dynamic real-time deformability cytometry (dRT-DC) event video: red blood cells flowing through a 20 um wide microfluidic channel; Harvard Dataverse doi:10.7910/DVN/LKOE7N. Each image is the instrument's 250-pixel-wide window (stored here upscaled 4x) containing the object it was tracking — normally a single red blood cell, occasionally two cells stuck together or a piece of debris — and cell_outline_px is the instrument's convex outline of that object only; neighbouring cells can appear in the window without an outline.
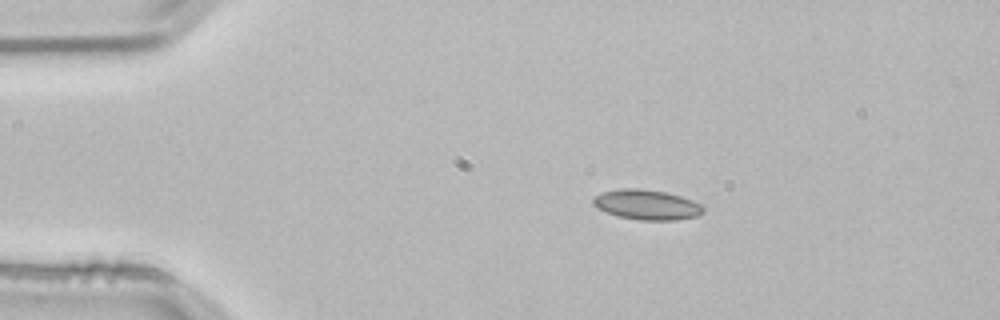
{"species": "common noctule bat (a hibernating species)", "species_latin": "Nyctalus noctula", "temperature_condition": "room temperature", "stored_images_in_passage": 44, "camera_frame_rate_fps": 3000, "um_per_image_px": 0.085, "animal": {"sex": "male", "body_mass_g": 21.5, "forearm_length_mm": 52.0}, "frame": {"image": 1, "passage_image": 1, "time_ms": 0.0, "image_size_px": [1000, 320], "cell_outline_px": [[704, 212], [696, 216], [676, 220], [640, 220], [620, 216], [608, 212], [592, 204], [592, 200], [596, 196], [604, 192], [620, 188], [636, 188], [664, 192], [680, 196], [692, 200], [700, 204], [704, 208]], "centroid_in_image_um": [55.0, 17.4], "position_along_channel_um": 30.0, "area_um2": 18.9}}
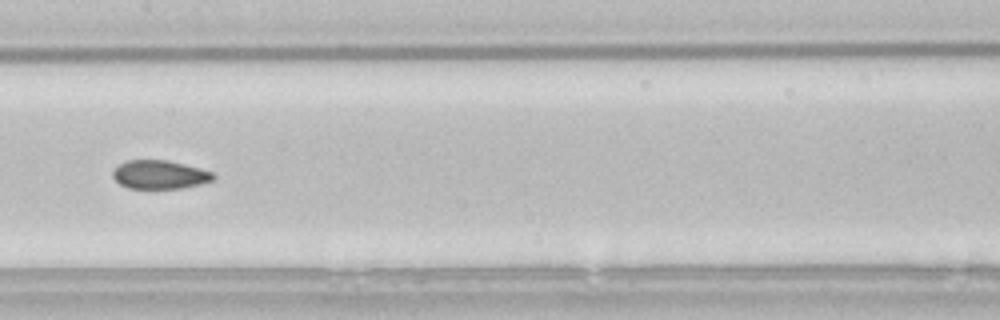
{"frame": {"image": 2, "passage_image": 18, "time_ms": 5.667, "image_size_px": [1000, 320], "cell_outline_px": [[216, 176], [212, 180], [200, 184], [180, 188], [128, 188], [120, 184], [112, 176], [112, 172], [116, 164], [124, 160], [168, 160], [200, 168], [212, 172]], "centroid_in_image_um": [13.53, 14.82], "position_along_channel_um": 193.9, "area_um2": 16.82}}
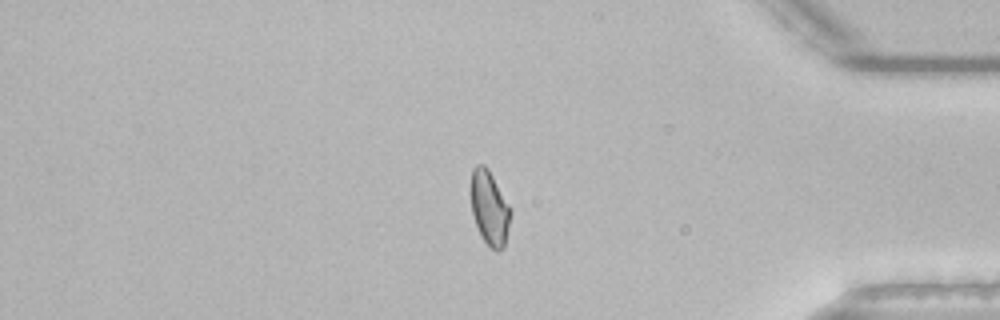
{"frame": {"image": 3, "passage_image": 36, "time_ms": 11.667, "image_size_px": [1000, 320], "cell_outline_px": [[512, 212], [504, 248], [496, 252], [484, 240], [476, 224], [472, 212], [468, 192], [472, 168], [476, 164], [484, 164], [488, 168], [508, 204]], "centroid_in_image_um": [41.57, 17.63], "position_along_channel_um": 393.6, "area_um2": 17.46}, "authors_computed_cell_mechanics": {"area_um2": 17.4556, "velocity_mm_per_s": 3.8163, "shape_relaxation_time_tau1_ms": null, "shape_relaxation_time_tau2_ms": 1.9678, "deformation_change_tau1": null, "deformation_change_tau2": 0.0407}}